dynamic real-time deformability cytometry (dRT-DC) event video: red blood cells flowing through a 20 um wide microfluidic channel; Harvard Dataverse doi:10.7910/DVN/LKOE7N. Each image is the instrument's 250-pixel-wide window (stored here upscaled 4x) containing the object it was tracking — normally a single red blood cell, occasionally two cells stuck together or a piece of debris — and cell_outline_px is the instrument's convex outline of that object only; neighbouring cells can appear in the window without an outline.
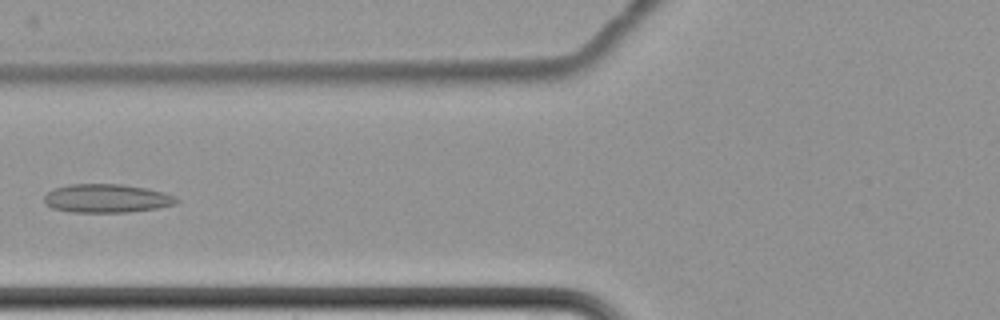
{"species": "common noctule bat (a hibernating species)", "species_latin": "Nyctalus noctula", "temperature_condition": "cold", "stored_images_in_passage": 8, "camera_frame_rate_fps": 3000, "um_per_image_px": 0.085, "animal": {"sex": "female", "body_mass_g": 22.7, "forearm_length_mm": 54.2}, "frame": {"image": 1, "passage_image": 8, "time_ms": 9.333, "image_size_px": [1000, 320], "cell_outline_px": [[180, 200], [176, 204], [156, 208], [128, 212], [72, 212], [52, 208], [44, 204], [44, 196], [52, 188], [68, 184], [120, 184], [148, 188], [164, 192], [176, 196]], "centroid_in_image_um": [9.06, 16.85], "position_along_channel_um": 116.7, "area_um2": 22.25}}